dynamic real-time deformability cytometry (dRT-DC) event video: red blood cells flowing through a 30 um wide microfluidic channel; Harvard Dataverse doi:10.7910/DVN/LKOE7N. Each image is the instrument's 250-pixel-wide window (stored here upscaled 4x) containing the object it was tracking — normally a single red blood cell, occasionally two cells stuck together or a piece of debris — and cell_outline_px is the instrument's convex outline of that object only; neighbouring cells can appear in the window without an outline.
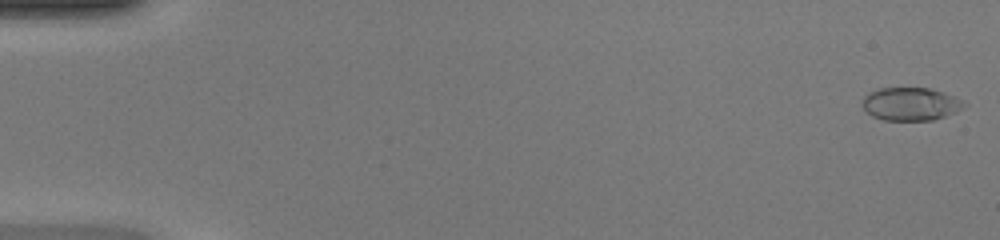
{"species": "common noctule bat (a hibernating species)", "species_latin": "Nyctalus noctula", "temperature_condition": "warm", "stored_images_in_passage": 48, "camera_frame_rate_fps": 3000, "um_per_image_px": 0.085, "animal": {"sex": "female", "body_mass_g": 20.0, "forearm_length_mm": 54.0}, "frame": {"image": 1, "passage_image": 1, "time_ms": 0.0, "image_size_px": [1000, 240], "cell_outline_px": [[968, 104], [956, 112], [932, 120], [884, 120], [872, 116], [860, 104], [860, 100], [868, 92], [876, 88], [928, 88], [944, 92], [956, 96]], "centroid_in_image_um": [77.38, 8.82], "position_along_channel_um": 7.6, "area_um2": 19.83}}
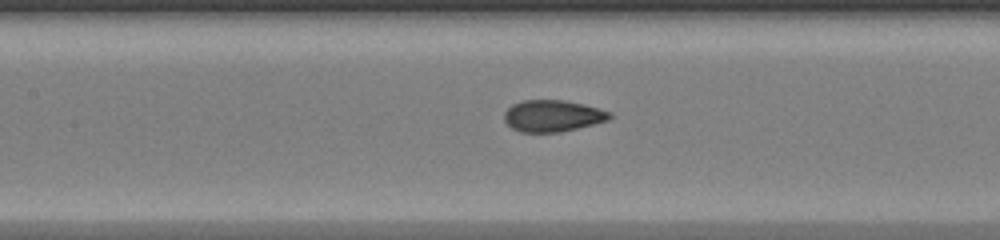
{"frame": {"image": 2, "passage_image": 23, "time_ms": 7.333, "image_size_px": [1000, 240], "cell_outline_px": [[612, 116], [608, 120], [560, 132], [520, 132], [512, 128], [504, 120], [504, 112], [512, 104], [520, 100], [564, 100], [584, 104], [600, 108], [612, 112]], "centroid_in_image_um": [46.96, 9.83], "position_along_channel_um": 160.4, "area_um2": 19.48}}
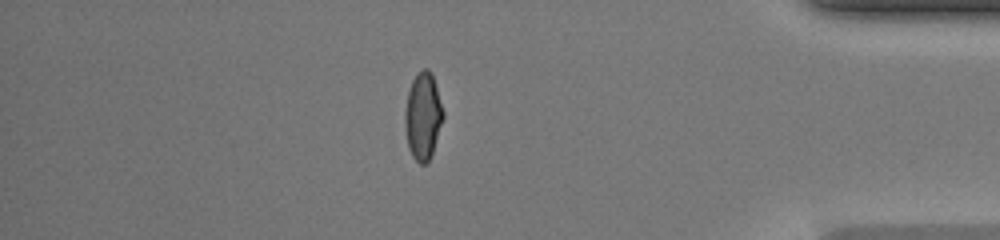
{"frame": {"image": 3, "passage_image": 42, "time_ms": 13.667, "image_size_px": [1000, 240], "cell_outline_px": [[444, 116], [428, 164], [420, 164], [412, 156], [408, 148], [404, 124], [404, 112], [408, 92], [412, 80], [424, 68], [428, 68], [432, 72], [444, 112]], "centroid_in_image_um": [35.94, 9.88], "position_along_channel_um": 399.3, "area_um2": 19.42}}